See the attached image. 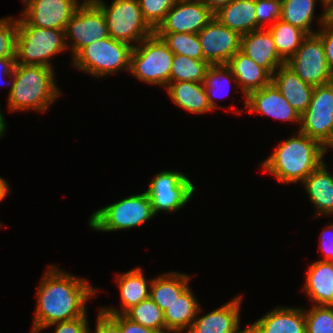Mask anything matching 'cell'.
I'll list each match as a JSON object with an SVG mask.
<instances>
[{
  "mask_svg": "<svg viewBox=\"0 0 333 333\" xmlns=\"http://www.w3.org/2000/svg\"><path fill=\"white\" fill-rule=\"evenodd\" d=\"M88 280L49 265L37 288V304L30 333L50 324L72 320L87 312V302L98 288Z\"/></svg>",
  "mask_w": 333,
  "mask_h": 333,
  "instance_id": "1",
  "label": "cell"
},
{
  "mask_svg": "<svg viewBox=\"0 0 333 333\" xmlns=\"http://www.w3.org/2000/svg\"><path fill=\"white\" fill-rule=\"evenodd\" d=\"M327 149L317 140L301 133L280 143L261 166L277 180L302 183L324 160Z\"/></svg>",
  "mask_w": 333,
  "mask_h": 333,
  "instance_id": "2",
  "label": "cell"
},
{
  "mask_svg": "<svg viewBox=\"0 0 333 333\" xmlns=\"http://www.w3.org/2000/svg\"><path fill=\"white\" fill-rule=\"evenodd\" d=\"M8 80V111L46 112L62 93L57 87L54 68L16 63ZM12 82V83H11Z\"/></svg>",
  "mask_w": 333,
  "mask_h": 333,
  "instance_id": "3",
  "label": "cell"
},
{
  "mask_svg": "<svg viewBox=\"0 0 333 333\" xmlns=\"http://www.w3.org/2000/svg\"><path fill=\"white\" fill-rule=\"evenodd\" d=\"M132 49L130 44L109 36L83 47L72 58V65L96 78H103L124 69L129 73Z\"/></svg>",
  "mask_w": 333,
  "mask_h": 333,
  "instance_id": "4",
  "label": "cell"
},
{
  "mask_svg": "<svg viewBox=\"0 0 333 333\" xmlns=\"http://www.w3.org/2000/svg\"><path fill=\"white\" fill-rule=\"evenodd\" d=\"M154 216L151 200L144 191L101 207L90 216L88 224L95 231L113 232L138 227Z\"/></svg>",
  "mask_w": 333,
  "mask_h": 333,
  "instance_id": "5",
  "label": "cell"
},
{
  "mask_svg": "<svg viewBox=\"0 0 333 333\" xmlns=\"http://www.w3.org/2000/svg\"><path fill=\"white\" fill-rule=\"evenodd\" d=\"M173 57L174 53L163 40L152 34L133 47L129 73L144 83L166 88Z\"/></svg>",
  "mask_w": 333,
  "mask_h": 333,
  "instance_id": "6",
  "label": "cell"
},
{
  "mask_svg": "<svg viewBox=\"0 0 333 333\" xmlns=\"http://www.w3.org/2000/svg\"><path fill=\"white\" fill-rule=\"evenodd\" d=\"M103 12L108 35L132 47L154 34L145 21L138 0H113L108 6L103 0H92Z\"/></svg>",
  "mask_w": 333,
  "mask_h": 333,
  "instance_id": "7",
  "label": "cell"
},
{
  "mask_svg": "<svg viewBox=\"0 0 333 333\" xmlns=\"http://www.w3.org/2000/svg\"><path fill=\"white\" fill-rule=\"evenodd\" d=\"M64 31L17 26L16 63L54 68L49 60L67 50Z\"/></svg>",
  "mask_w": 333,
  "mask_h": 333,
  "instance_id": "8",
  "label": "cell"
},
{
  "mask_svg": "<svg viewBox=\"0 0 333 333\" xmlns=\"http://www.w3.org/2000/svg\"><path fill=\"white\" fill-rule=\"evenodd\" d=\"M196 188L190 178L179 171L164 170L157 173L146 190L154 214L176 212L192 198Z\"/></svg>",
  "mask_w": 333,
  "mask_h": 333,
  "instance_id": "9",
  "label": "cell"
},
{
  "mask_svg": "<svg viewBox=\"0 0 333 333\" xmlns=\"http://www.w3.org/2000/svg\"><path fill=\"white\" fill-rule=\"evenodd\" d=\"M298 130L317 140L327 150L333 148V82L314 86Z\"/></svg>",
  "mask_w": 333,
  "mask_h": 333,
  "instance_id": "10",
  "label": "cell"
},
{
  "mask_svg": "<svg viewBox=\"0 0 333 333\" xmlns=\"http://www.w3.org/2000/svg\"><path fill=\"white\" fill-rule=\"evenodd\" d=\"M65 44L71 49L72 58L85 46L109 37L105 16L92 1L83 0L66 25ZM71 39V45L67 41ZM71 46H69L68 44Z\"/></svg>",
  "mask_w": 333,
  "mask_h": 333,
  "instance_id": "11",
  "label": "cell"
},
{
  "mask_svg": "<svg viewBox=\"0 0 333 333\" xmlns=\"http://www.w3.org/2000/svg\"><path fill=\"white\" fill-rule=\"evenodd\" d=\"M285 64L304 82L313 86L333 82V74L326 62L323 42L317 34L307 35Z\"/></svg>",
  "mask_w": 333,
  "mask_h": 333,
  "instance_id": "12",
  "label": "cell"
},
{
  "mask_svg": "<svg viewBox=\"0 0 333 333\" xmlns=\"http://www.w3.org/2000/svg\"><path fill=\"white\" fill-rule=\"evenodd\" d=\"M22 18L17 17V26H34L65 30L77 8L78 0H27Z\"/></svg>",
  "mask_w": 333,
  "mask_h": 333,
  "instance_id": "13",
  "label": "cell"
},
{
  "mask_svg": "<svg viewBox=\"0 0 333 333\" xmlns=\"http://www.w3.org/2000/svg\"><path fill=\"white\" fill-rule=\"evenodd\" d=\"M214 14L202 0H177L154 33H199Z\"/></svg>",
  "mask_w": 333,
  "mask_h": 333,
  "instance_id": "14",
  "label": "cell"
},
{
  "mask_svg": "<svg viewBox=\"0 0 333 333\" xmlns=\"http://www.w3.org/2000/svg\"><path fill=\"white\" fill-rule=\"evenodd\" d=\"M204 60L210 65L227 64L240 50L241 36L213 18L197 33Z\"/></svg>",
  "mask_w": 333,
  "mask_h": 333,
  "instance_id": "15",
  "label": "cell"
},
{
  "mask_svg": "<svg viewBox=\"0 0 333 333\" xmlns=\"http://www.w3.org/2000/svg\"><path fill=\"white\" fill-rule=\"evenodd\" d=\"M245 108L249 113H260L270 116L279 121L301 123V115L283 97L276 86L271 82L269 85L250 92L245 97Z\"/></svg>",
  "mask_w": 333,
  "mask_h": 333,
  "instance_id": "16",
  "label": "cell"
},
{
  "mask_svg": "<svg viewBox=\"0 0 333 333\" xmlns=\"http://www.w3.org/2000/svg\"><path fill=\"white\" fill-rule=\"evenodd\" d=\"M242 298L240 294L201 317L202 309L199 307L196 318L186 333H239Z\"/></svg>",
  "mask_w": 333,
  "mask_h": 333,
  "instance_id": "17",
  "label": "cell"
},
{
  "mask_svg": "<svg viewBox=\"0 0 333 333\" xmlns=\"http://www.w3.org/2000/svg\"><path fill=\"white\" fill-rule=\"evenodd\" d=\"M240 50L271 76L286 62L279 55L273 37L266 28L257 29L241 36Z\"/></svg>",
  "mask_w": 333,
  "mask_h": 333,
  "instance_id": "18",
  "label": "cell"
},
{
  "mask_svg": "<svg viewBox=\"0 0 333 333\" xmlns=\"http://www.w3.org/2000/svg\"><path fill=\"white\" fill-rule=\"evenodd\" d=\"M142 268L136 267L125 273L117 274L116 283L121 298V309L107 306L101 310L107 314H125L130 308L150 297L152 279L145 278Z\"/></svg>",
  "mask_w": 333,
  "mask_h": 333,
  "instance_id": "19",
  "label": "cell"
},
{
  "mask_svg": "<svg viewBox=\"0 0 333 333\" xmlns=\"http://www.w3.org/2000/svg\"><path fill=\"white\" fill-rule=\"evenodd\" d=\"M255 333H306L302 307H276L249 325Z\"/></svg>",
  "mask_w": 333,
  "mask_h": 333,
  "instance_id": "20",
  "label": "cell"
},
{
  "mask_svg": "<svg viewBox=\"0 0 333 333\" xmlns=\"http://www.w3.org/2000/svg\"><path fill=\"white\" fill-rule=\"evenodd\" d=\"M271 82L300 115L307 110L313 94V85L304 82L286 64L274 72Z\"/></svg>",
  "mask_w": 333,
  "mask_h": 333,
  "instance_id": "21",
  "label": "cell"
},
{
  "mask_svg": "<svg viewBox=\"0 0 333 333\" xmlns=\"http://www.w3.org/2000/svg\"><path fill=\"white\" fill-rule=\"evenodd\" d=\"M325 160L302 182L311 203L314 205L315 217L333 216V173L331 174Z\"/></svg>",
  "mask_w": 333,
  "mask_h": 333,
  "instance_id": "22",
  "label": "cell"
},
{
  "mask_svg": "<svg viewBox=\"0 0 333 333\" xmlns=\"http://www.w3.org/2000/svg\"><path fill=\"white\" fill-rule=\"evenodd\" d=\"M302 288L312 305L333 304V261L316 260L306 272Z\"/></svg>",
  "mask_w": 333,
  "mask_h": 333,
  "instance_id": "23",
  "label": "cell"
},
{
  "mask_svg": "<svg viewBox=\"0 0 333 333\" xmlns=\"http://www.w3.org/2000/svg\"><path fill=\"white\" fill-rule=\"evenodd\" d=\"M226 65L232 71L243 97L271 83L272 76L241 50L237 51Z\"/></svg>",
  "mask_w": 333,
  "mask_h": 333,
  "instance_id": "24",
  "label": "cell"
},
{
  "mask_svg": "<svg viewBox=\"0 0 333 333\" xmlns=\"http://www.w3.org/2000/svg\"><path fill=\"white\" fill-rule=\"evenodd\" d=\"M166 92L174 104L193 114L213 111L203 83L178 81L168 83Z\"/></svg>",
  "mask_w": 333,
  "mask_h": 333,
  "instance_id": "25",
  "label": "cell"
},
{
  "mask_svg": "<svg viewBox=\"0 0 333 333\" xmlns=\"http://www.w3.org/2000/svg\"><path fill=\"white\" fill-rule=\"evenodd\" d=\"M214 18L240 36L261 29L256 23L255 0H234L216 12Z\"/></svg>",
  "mask_w": 333,
  "mask_h": 333,
  "instance_id": "26",
  "label": "cell"
},
{
  "mask_svg": "<svg viewBox=\"0 0 333 333\" xmlns=\"http://www.w3.org/2000/svg\"><path fill=\"white\" fill-rule=\"evenodd\" d=\"M194 292L187 288L169 307L164 311L166 333L187 332L196 318L199 307Z\"/></svg>",
  "mask_w": 333,
  "mask_h": 333,
  "instance_id": "27",
  "label": "cell"
},
{
  "mask_svg": "<svg viewBox=\"0 0 333 333\" xmlns=\"http://www.w3.org/2000/svg\"><path fill=\"white\" fill-rule=\"evenodd\" d=\"M191 276L182 272H166L152 278L150 298L164 312L189 287Z\"/></svg>",
  "mask_w": 333,
  "mask_h": 333,
  "instance_id": "28",
  "label": "cell"
},
{
  "mask_svg": "<svg viewBox=\"0 0 333 333\" xmlns=\"http://www.w3.org/2000/svg\"><path fill=\"white\" fill-rule=\"evenodd\" d=\"M324 9H330V6L324 1ZM317 0H281V17L280 19L290 23L292 26L303 30L307 35L316 34L317 30H312V22L315 18V6Z\"/></svg>",
  "mask_w": 333,
  "mask_h": 333,
  "instance_id": "29",
  "label": "cell"
},
{
  "mask_svg": "<svg viewBox=\"0 0 333 333\" xmlns=\"http://www.w3.org/2000/svg\"><path fill=\"white\" fill-rule=\"evenodd\" d=\"M279 55L287 61L300 47L307 34L298 27L278 19L268 27Z\"/></svg>",
  "mask_w": 333,
  "mask_h": 333,
  "instance_id": "30",
  "label": "cell"
},
{
  "mask_svg": "<svg viewBox=\"0 0 333 333\" xmlns=\"http://www.w3.org/2000/svg\"><path fill=\"white\" fill-rule=\"evenodd\" d=\"M209 67L210 64L205 60L174 54L169 83L178 81L203 83Z\"/></svg>",
  "mask_w": 333,
  "mask_h": 333,
  "instance_id": "31",
  "label": "cell"
},
{
  "mask_svg": "<svg viewBox=\"0 0 333 333\" xmlns=\"http://www.w3.org/2000/svg\"><path fill=\"white\" fill-rule=\"evenodd\" d=\"M231 81H234L236 87H238L232 71L226 64L210 65L204 78L203 84L207 93L209 104L211 105V108L213 110L217 107L222 108V106H219L215 103L214 98L216 99L219 96L222 97L220 94L222 93V91H220V89L225 90V88H227L228 86L229 87L227 89H229L231 86ZM225 95L226 97L229 96V94L227 93H225Z\"/></svg>",
  "mask_w": 333,
  "mask_h": 333,
  "instance_id": "32",
  "label": "cell"
},
{
  "mask_svg": "<svg viewBox=\"0 0 333 333\" xmlns=\"http://www.w3.org/2000/svg\"><path fill=\"white\" fill-rule=\"evenodd\" d=\"M125 315L137 324L166 333L164 312L150 297L130 308Z\"/></svg>",
  "mask_w": 333,
  "mask_h": 333,
  "instance_id": "33",
  "label": "cell"
},
{
  "mask_svg": "<svg viewBox=\"0 0 333 333\" xmlns=\"http://www.w3.org/2000/svg\"><path fill=\"white\" fill-rule=\"evenodd\" d=\"M174 54L185 55L196 60H204L201 43L194 33H154Z\"/></svg>",
  "mask_w": 333,
  "mask_h": 333,
  "instance_id": "34",
  "label": "cell"
},
{
  "mask_svg": "<svg viewBox=\"0 0 333 333\" xmlns=\"http://www.w3.org/2000/svg\"><path fill=\"white\" fill-rule=\"evenodd\" d=\"M304 314L306 333H333V306L311 305Z\"/></svg>",
  "mask_w": 333,
  "mask_h": 333,
  "instance_id": "35",
  "label": "cell"
},
{
  "mask_svg": "<svg viewBox=\"0 0 333 333\" xmlns=\"http://www.w3.org/2000/svg\"><path fill=\"white\" fill-rule=\"evenodd\" d=\"M177 0H138L147 24L155 30Z\"/></svg>",
  "mask_w": 333,
  "mask_h": 333,
  "instance_id": "36",
  "label": "cell"
},
{
  "mask_svg": "<svg viewBox=\"0 0 333 333\" xmlns=\"http://www.w3.org/2000/svg\"><path fill=\"white\" fill-rule=\"evenodd\" d=\"M17 18L0 19V58L16 56Z\"/></svg>",
  "mask_w": 333,
  "mask_h": 333,
  "instance_id": "37",
  "label": "cell"
},
{
  "mask_svg": "<svg viewBox=\"0 0 333 333\" xmlns=\"http://www.w3.org/2000/svg\"><path fill=\"white\" fill-rule=\"evenodd\" d=\"M318 23L320 26L316 34L323 42L326 62L333 74V20L330 18V9L323 10Z\"/></svg>",
  "mask_w": 333,
  "mask_h": 333,
  "instance_id": "38",
  "label": "cell"
},
{
  "mask_svg": "<svg viewBox=\"0 0 333 333\" xmlns=\"http://www.w3.org/2000/svg\"><path fill=\"white\" fill-rule=\"evenodd\" d=\"M256 23L265 28V23L271 27L281 17V0H255Z\"/></svg>",
  "mask_w": 333,
  "mask_h": 333,
  "instance_id": "39",
  "label": "cell"
},
{
  "mask_svg": "<svg viewBox=\"0 0 333 333\" xmlns=\"http://www.w3.org/2000/svg\"><path fill=\"white\" fill-rule=\"evenodd\" d=\"M88 323L89 322L87 319V312H86L81 317H77L72 320L61 321V322H56V323L50 324L46 327L41 328L36 333H39L43 329L48 328L53 325L56 326L54 333H89V331L91 329L89 328Z\"/></svg>",
  "mask_w": 333,
  "mask_h": 333,
  "instance_id": "40",
  "label": "cell"
},
{
  "mask_svg": "<svg viewBox=\"0 0 333 333\" xmlns=\"http://www.w3.org/2000/svg\"><path fill=\"white\" fill-rule=\"evenodd\" d=\"M120 327L121 333H159L153 329L137 324L125 314H108Z\"/></svg>",
  "mask_w": 333,
  "mask_h": 333,
  "instance_id": "41",
  "label": "cell"
},
{
  "mask_svg": "<svg viewBox=\"0 0 333 333\" xmlns=\"http://www.w3.org/2000/svg\"><path fill=\"white\" fill-rule=\"evenodd\" d=\"M98 311L94 333H121L119 325L107 313L100 308Z\"/></svg>",
  "mask_w": 333,
  "mask_h": 333,
  "instance_id": "42",
  "label": "cell"
},
{
  "mask_svg": "<svg viewBox=\"0 0 333 333\" xmlns=\"http://www.w3.org/2000/svg\"><path fill=\"white\" fill-rule=\"evenodd\" d=\"M319 249L324 254V261H333V224L325 227L319 237Z\"/></svg>",
  "mask_w": 333,
  "mask_h": 333,
  "instance_id": "43",
  "label": "cell"
},
{
  "mask_svg": "<svg viewBox=\"0 0 333 333\" xmlns=\"http://www.w3.org/2000/svg\"><path fill=\"white\" fill-rule=\"evenodd\" d=\"M15 64H16V56H8V57L0 58V81L1 82L4 80V78L6 76L8 77L13 73Z\"/></svg>",
  "mask_w": 333,
  "mask_h": 333,
  "instance_id": "44",
  "label": "cell"
},
{
  "mask_svg": "<svg viewBox=\"0 0 333 333\" xmlns=\"http://www.w3.org/2000/svg\"><path fill=\"white\" fill-rule=\"evenodd\" d=\"M203 3L210 9V11L215 14L224 6H227L234 0H202Z\"/></svg>",
  "mask_w": 333,
  "mask_h": 333,
  "instance_id": "45",
  "label": "cell"
},
{
  "mask_svg": "<svg viewBox=\"0 0 333 333\" xmlns=\"http://www.w3.org/2000/svg\"><path fill=\"white\" fill-rule=\"evenodd\" d=\"M10 193V187L8 181L0 177V202L4 200Z\"/></svg>",
  "mask_w": 333,
  "mask_h": 333,
  "instance_id": "46",
  "label": "cell"
},
{
  "mask_svg": "<svg viewBox=\"0 0 333 333\" xmlns=\"http://www.w3.org/2000/svg\"><path fill=\"white\" fill-rule=\"evenodd\" d=\"M239 333H255L250 326H247L244 329H241Z\"/></svg>",
  "mask_w": 333,
  "mask_h": 333,
  "instance_id": "47",
  "label": "cell"
},
{
  "mask_svg": "<svg viewBox=\"0 0 333 333\" xmlns=\"http://www.w3.org/2000/svg\"><path fill=\"white\" fill-rule=\"evenodd\" d=\"M330 7L333 5V0H324Z\"/></svg>",
  "mask_w": 333,
  "mask_h": 333,
  "instance_id": "48",
  "label": "cell"
},
{
  "mask_svg": "<svg viewBox=\"0 0 333 333\" xmlns=\"http://www.w3.org/2000/svg\"><path fill=\"white\" fill-rule=\"evenodd\" d=\"M330 18L333 20V5L330 7Z\"/></svg>",
  "mask_w": 333,
  "mask_h": 333,
  "instance_id": "49",
  "label": "cell"
}]
</instances>
